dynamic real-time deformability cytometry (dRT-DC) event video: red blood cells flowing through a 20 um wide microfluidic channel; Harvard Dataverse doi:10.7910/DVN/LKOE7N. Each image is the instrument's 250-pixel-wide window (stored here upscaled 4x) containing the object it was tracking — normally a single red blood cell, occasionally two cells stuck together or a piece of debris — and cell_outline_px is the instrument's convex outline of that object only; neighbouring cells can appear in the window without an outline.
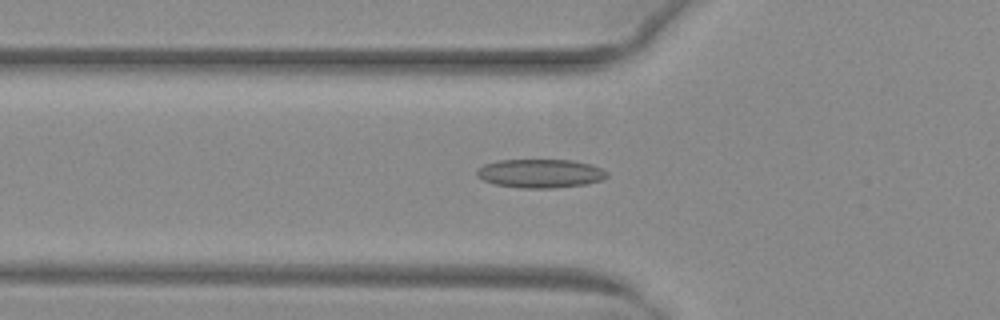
{"species": "common noctule bat (a hibernating species)", "species_latin": "Nyctalus noctula", "temperature_condition": "warm", "stored_images_in_passage": 16, "camera_frame_rate_fps": 3000, "um_per_image_px": 0.085, "animal": {"sex": "female", "body_mass_g": 29.2, "forearm_length_mm": 56.3}, "frame": {"image": 1, "passage_image": 2, "time_ms": 0.333, "image_size_px": [1000, 320], "cell_outline_px": [[608, 176], [604, 180], [588, 184], [552, 188], [520, 188], [496, 184], [484, 180], [476, 176], [476, 168], [484, 164], [496, 160], [572, 160], [592, 164], [608, 172]], "centroid_in_image_um": [45.94, 14.74], "position_along_channel_um": 79.9, "area_um2": 22.02}}
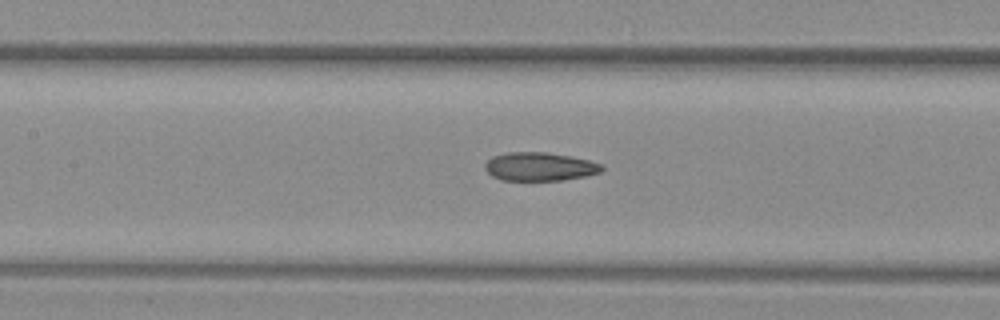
{"frame": {"image": 2, "passage_image": 8, "time_ms": 2.333, "image_size_px": [1000, 320], "cell_outline_px": [[604, 168], [600, 172], [584, 176], [564, 180], [500, 180], [492, 176], [484, 168], [484, 164], [492, 156], [508, 152], [548, 152], [588, 160], [600, 164]], "centroid_in_image_um": [45.83, 14.16], "position_along_channel_um": 161.6, "area_um2": 19.31}}
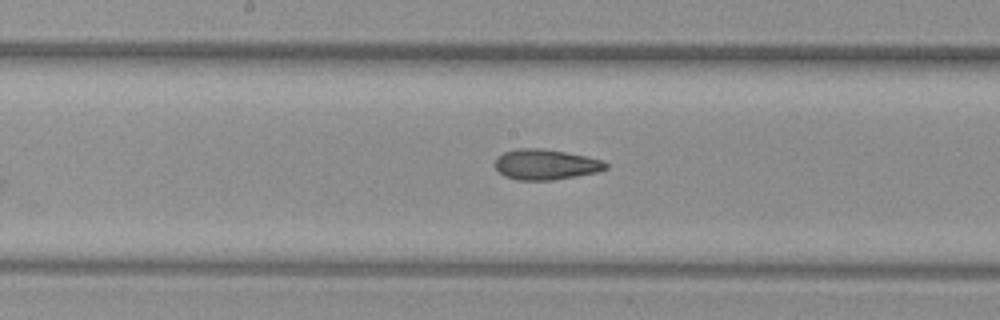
{"frame": {"image": 3, "passage_image": 11, "time_ms": 3.333, "image_size_px": [1000, 320], "cell_outline_px": [[608, 168], [600, 172], [552, 180], [516, 180], [504, 176], [492, 164], [496, 156], [504, 152], [520, 148], [540, 148], [564, 152], [604, 160], [608, 164]], "centroid_in_image_um": [46.36, 13.99], "position_along_channel_um": 201.8, "area_um2": 19.83}}